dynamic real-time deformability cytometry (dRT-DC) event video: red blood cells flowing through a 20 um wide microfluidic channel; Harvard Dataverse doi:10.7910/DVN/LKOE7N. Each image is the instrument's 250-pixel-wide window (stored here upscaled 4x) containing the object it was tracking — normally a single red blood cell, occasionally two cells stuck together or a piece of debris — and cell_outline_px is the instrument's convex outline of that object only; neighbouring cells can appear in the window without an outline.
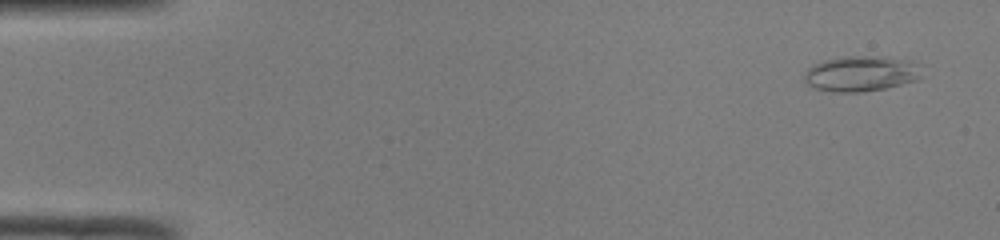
{"species": "common noctule bat (a hibernating species)", "species_latin": "Nyctalus noctula", "temperature_condition": "room temperature", "stored_images_in_passage": 50, "camera_frame_rate_fps": 3000, "um_per_image_px": 0.085, "animal": {"sex": "male", "body_mass_g": 19.0, "forearm_length_mm": 50.8}, "frame": {"image": 1, "passage_image": 3, "time_ms": 0.667, "image_size_px": [1000, 240], "cell_outline_px": [[924, 64], [920, 76], [916, 80], [888, 88], [860, 92], [832, 92], [812, 88], [804, 80], [804, 72], [808, 68], [824, 60], [844, 56], [880, 56], [912, 60]], "centroid_in_image_um": [73.24, 6.25], "position_along_channel_um": 11.8, "area_um2": 24.8}}
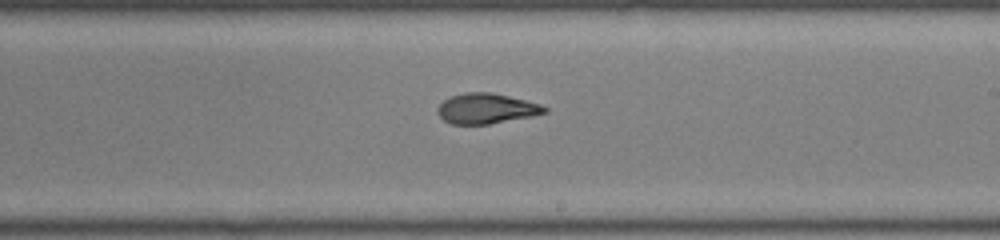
{"frame": {"image": 2, "passage_image": 30, "time_ms": 9.667, "image_size_px": [1000, 240], "cell_outline_px": [[548, 112], [532, 116], [488, 124], [452, 124], [444, 120], [436, 112], [436, 108], [444, 100], [452, 96], [464, 92], [492, 92], [540, 104], [548, 108]], "centroid_in_image_um": [41.32, 9.22], "position_along_channel_um": 247.7, "area_um2": 18.79}}
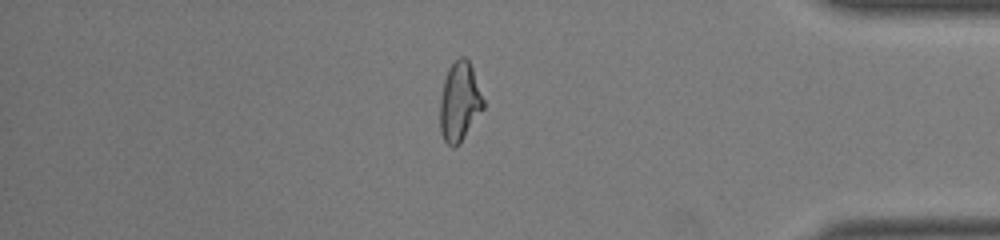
{"frame": {"image": 3, "passage_image": 43, "time_ms": 14.0, "image_size_px": [1000, 240], "cell_outline_px": [[484, 108], [460, 144], [452, 148], [444, 140], [440, 132], [440, 100], [444, 80], [448, 68], [460, 56], [464, 56], [468, 60], [472, 68], [484, 100]], "centroid_in_image_um": [39.06, 8.68], "position_along_channel_um": 396.1, "area_um2": 20.0}, "authors_computed_cell_mechanics": {"area_um2": 19.9988, "velocity_mm_per_s": 4.0741, "shape_relaxation_time_tau1_ms": 10.795, "shape_relaxation_time_tau2_ms": 1.8903, "deformation_change_tau1": 0.3072, "deformation_change_tau2": 0.0815}}